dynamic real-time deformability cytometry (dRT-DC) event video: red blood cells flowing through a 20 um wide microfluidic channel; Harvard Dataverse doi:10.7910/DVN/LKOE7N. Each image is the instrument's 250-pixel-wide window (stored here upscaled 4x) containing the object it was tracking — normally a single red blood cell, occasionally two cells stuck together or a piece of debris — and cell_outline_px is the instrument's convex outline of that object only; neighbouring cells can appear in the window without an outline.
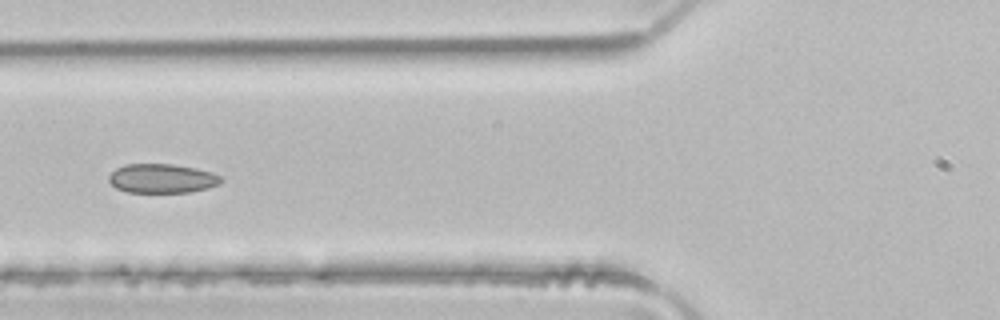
{"species": "common noctule bat (a hibernating species)", "species_latin": "Nyctalus noctula", "temperature_condition": "room temperature", "stored_images_in_passage": 4, "camera_frame_rate_fps": 3000, "um_per_image_px": 0.085, "animal": {"sex": "male", "body_mass_g": 21.5, "forearm_length_mm": 52.0}, "frame": {"image": 1, "passage_image": 4, "time_ms": 1.0, "image_size_px": [1000, 320], "cell_outline_px": [[224, 180], [220, 184], [208, 188], [188, 192], [128, 192], [116, 188], [108, 180], [108, 176], [116, 168], [128, 164], [172, 164], [196, 168], [212, 172], [220, 176]], "centroid_in_image_um": [13.79, 15.17], "position_along_channel_um": 112.0, "area_um2": 19.07}}